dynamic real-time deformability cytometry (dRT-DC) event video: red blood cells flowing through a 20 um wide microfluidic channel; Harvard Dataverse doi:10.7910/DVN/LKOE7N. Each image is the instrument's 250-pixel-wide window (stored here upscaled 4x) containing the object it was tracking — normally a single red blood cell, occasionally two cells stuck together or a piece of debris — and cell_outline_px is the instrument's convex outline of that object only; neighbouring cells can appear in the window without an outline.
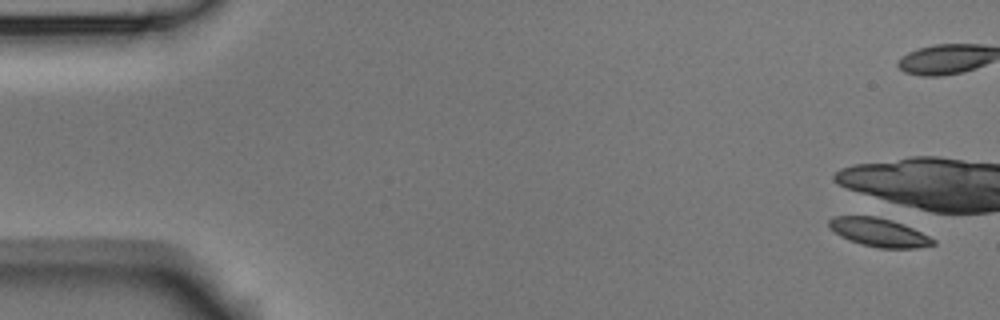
{"species": "Egyptian fruit bat (a non-hibernating species)", "species_latin": "Rousettus aegyptiacus", "temperature_condition": "room temperature", "stored_images_in_passage": 6, "camera_frame_rate_fps": 3000, "um_per_image_px": 0.085, "animal": {"sex": "male"}, "frame": {"image": 1, "passage_image": 1, "time_ms": 0.0, "image_size_px": [1000, 320], "cell_outline_px": [[936, 244], [916, 248], [880, 248], [860, 244], [848, 240], [840, 236], [828, 224], [828, 220], [832, 216], [876, 216], [892, 220], [912, 228], [936, 240]], "centroid_in_image_um": [74.7, 19.75], "position_along_channel_um": 10.3, "area_um2": 17.17}}